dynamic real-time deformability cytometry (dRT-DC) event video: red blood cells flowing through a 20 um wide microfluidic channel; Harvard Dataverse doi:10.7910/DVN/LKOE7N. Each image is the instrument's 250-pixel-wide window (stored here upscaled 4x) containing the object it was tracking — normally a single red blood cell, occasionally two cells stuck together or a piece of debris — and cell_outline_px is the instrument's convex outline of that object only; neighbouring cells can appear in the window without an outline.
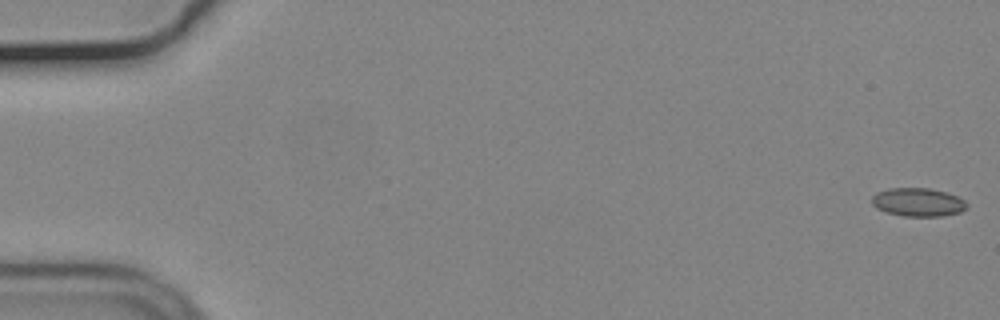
{"species": "common noctule bat (a hibernating species)", "species_latin": "Nyctalus noctula", "temperature_condition": "cold", "stored_images_in_passage": 56, "camera_frame_rate_fps": 3000, "um_per_image_px": 0.085, "animal": {"sex": "male", "body_mass_g": 19.2, "forearm_length_mm": 51.8}, "frame": {"image": 1, "passage_image": 1, "time_ms": 0.0, "image_size_px": [1000, 320], "cell_outline_px": [[968, 208], [960, 212], [944, 216], [904, 216], [884, 212], [876, 208], [872, 204], [872, 196], [876, 192], [888, 188], [928, 188], [948, 192], [964, 200], [968, 204]], "centroid_in_image_um": [78.03, 17.18], "position_along_channel_um": 7.0, "area_um2": 15.95}}
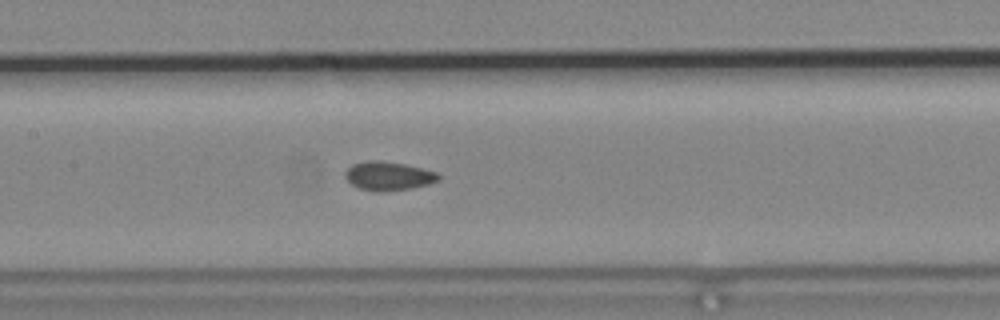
{"frame": {"image": 2, "passage_image": 27, "time_ms": 8.667, "image_size_px": [1000, 320], "cell_outline_px": [[440, 180], [428, 184], [412, 188], [384, 192], [376, 192], [360, 188], [352, 184], [344, 176], [344, 172], [352, 164], [368, 160], [380, 160], [404, 164], [436, 172], [440, 176]], "centroid_in_image_um": [33.0, 14.96], "position_along_channel_um": 174.4, "area_um2": 15.66}}
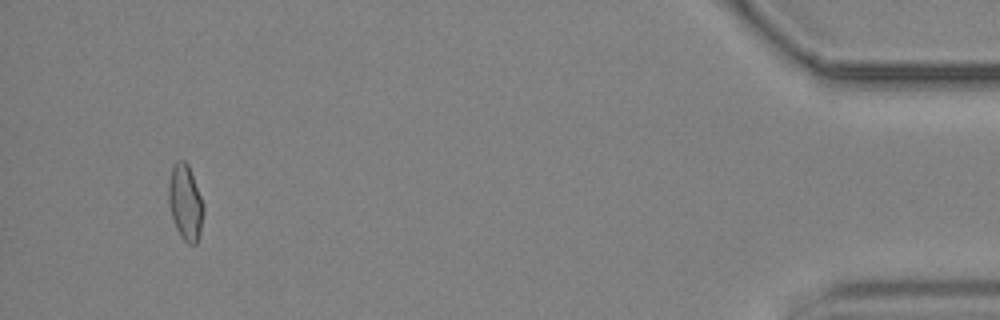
{"frame": {"image": 3, "passage_image": 53, "time_ms": 17.333, "image_size_px": [1000, 320], "cell_outline_px": [[204, 208], [200, 232], [196, 244], [188, 244], [180, 236], [176, 228], [168, 204], [168, 180], [172, 168], [176, 160], [184, 160], [188, 164], [204, 204]], "centroid_in_image_um": [15.74, 17.19], "position_along_channel_um": 419.5, "area_um2": 15.43}, "authors_computed_cell_mechanics": {"area_um2": 15.3748, "velocity_mm_per_s": 3.7064, "shape_relaxation_time_tau1_ms": null, "shape_relaxation_time_tau2_ms": 1.952, "deformation_change_tau1": null, "deformation_change_tau2": 0.0778}}